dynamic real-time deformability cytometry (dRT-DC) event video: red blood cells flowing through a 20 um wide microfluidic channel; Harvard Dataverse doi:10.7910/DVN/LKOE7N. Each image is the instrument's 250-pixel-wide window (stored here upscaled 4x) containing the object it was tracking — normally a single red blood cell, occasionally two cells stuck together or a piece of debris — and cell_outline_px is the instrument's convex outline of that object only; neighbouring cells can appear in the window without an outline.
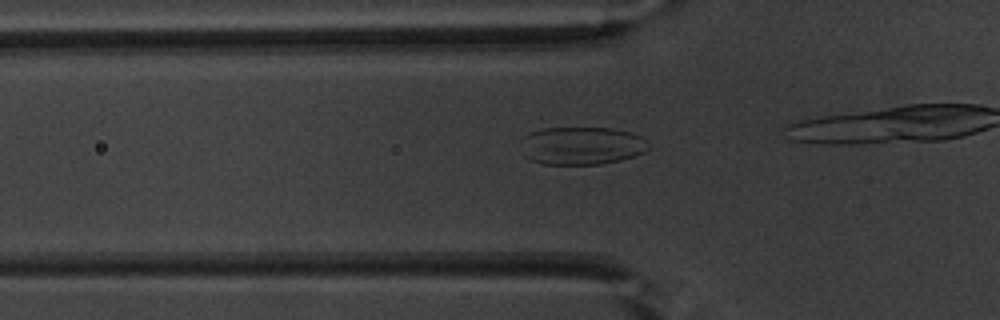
{"species": "common noctule bat (a hibernating species)", "species_latin": "Nyctalus noctula", "temperature_condition": "warm", "stored_images_in_passage": 7, "camera_frame_rate_fps": 3000, "um_per_image_px": 0.085, "animal": {"sex": "male", "body_mass_g": 20.1, "forearm_length_mm": 53.5}, "frame": {"image": 1, "passage_image": 3, "time_ms": 0.667, "image_size_px": [1000, 320], "cell_outline_px": [[648, 148], [644, 152], [620, 160], [600, 164], [544, 164], [528, 160], [524, 156], [520, 140], [524, 136], [532, 132], [544, 128], [612, 128], [632, 132], [640, 136], [644, 140]], "centroid_in_image_um": [49.39, 12.38], "position_along_channel_um": 76.4, "area_um2": 28.15}}